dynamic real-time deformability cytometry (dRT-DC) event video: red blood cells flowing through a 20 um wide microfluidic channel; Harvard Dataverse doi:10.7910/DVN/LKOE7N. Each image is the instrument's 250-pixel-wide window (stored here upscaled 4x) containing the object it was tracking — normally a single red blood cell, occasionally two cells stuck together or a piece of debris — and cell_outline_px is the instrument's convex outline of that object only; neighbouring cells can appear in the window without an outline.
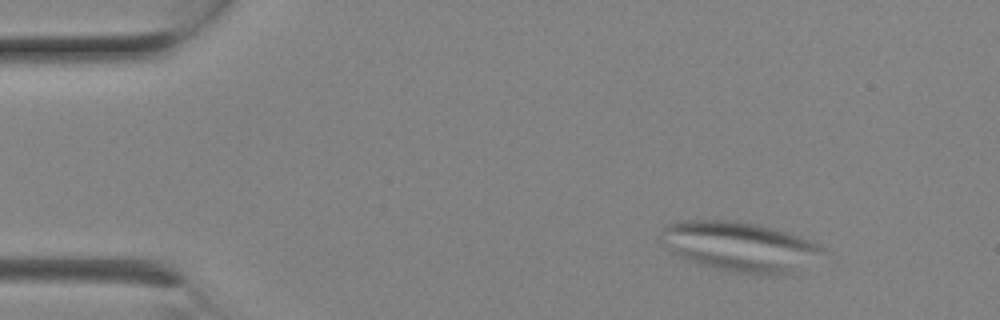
{"species": "Egyptian fruit bat (a non-hibernating species)", "species_latin": "Rousettus aegyptiacus", "temperature_condition": "room temperature", "stored_images_in_passage": 8, "camera_frame_rate_fps": 3000, "um_per_image_px": 0.085, "animal": {"sex": "female"}, "frame": {"image": 1, "passage_image": 2, "time_ms": 0.333, "image_size_px": [1000, 320], "cell_outline_px": [[828, 252], [788, 272], [776, 276], [756, 276], [716, 268], [700, 264], [688, 260], [680, 256], [668, 248], [664, 232], [664, 228], [668, 224], [676, 220], [736, 220], [756, 224], [788, 232], [800, 236], [820, 244]], "centroid_in_image_um": [62.94, 20.95], "position_along_channel_um": 22.1, "area_um2": 46.3}}